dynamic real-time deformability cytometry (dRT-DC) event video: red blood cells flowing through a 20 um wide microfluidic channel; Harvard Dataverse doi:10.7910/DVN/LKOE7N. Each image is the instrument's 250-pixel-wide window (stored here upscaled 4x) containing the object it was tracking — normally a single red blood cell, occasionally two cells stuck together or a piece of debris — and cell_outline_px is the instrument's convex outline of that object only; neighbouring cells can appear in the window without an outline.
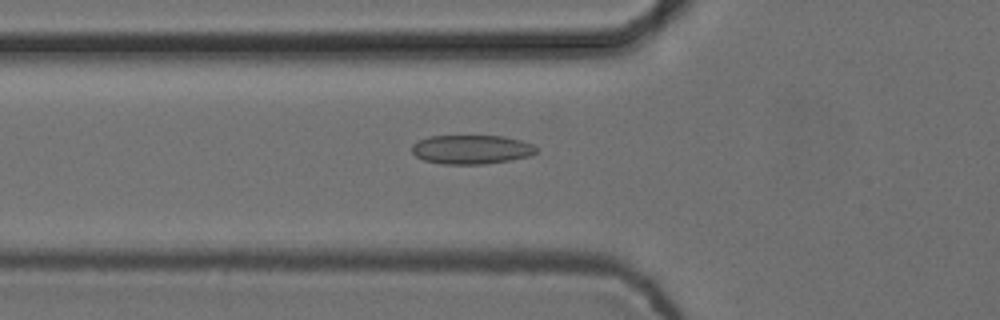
{"species": "common noctule bat (a hibernating species)", "species_latin": "Nyctalus noctula", "temperature_condition": "cold", "stored_images_in_passage": 54, "camera_frame_rate_fps": 3000, "um_per_image_px": 0.085, "animal": {"sex": "female", "body_mass_g": 24.6, "forearm_length_mm": 56.2}, "frame": {"image": 1, "passage_image": 19, "time_ms": 6.0, "image_size_px": [1000, 320], "cell_outline_px": [[536, 152], [528, 156], [508, 160], [484, 164], [444, 164], [424, 160], [416, 156], [412, 152], [412, 144], [428, 136], [504, 136], [520, 140], [532, 144], [536, 148]], "centroid_in_image_um": [40.04, 12.7], "position_along_channel_um": 85.8, "area_um2": 20.87}}
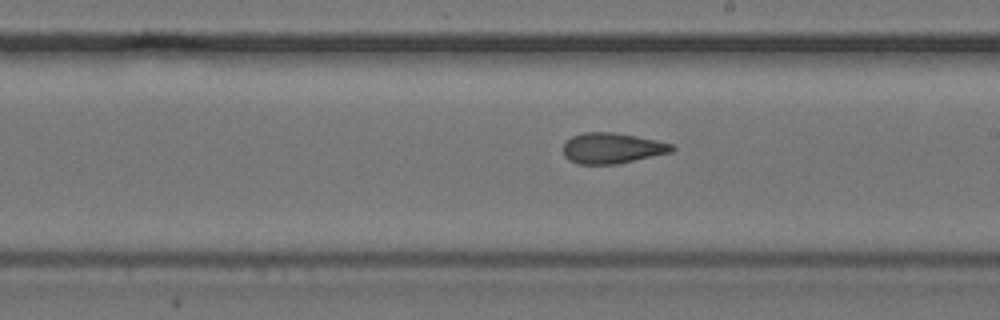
{"frame": {"image": 2, "passage_image": 31, "time_ms": 10.0, "image_size_px": [1000, 320], "cell_outline_px": [[676, 148], [672, 152], [616, 164], [576, 164], [568, 160], [564, 156], [564, 144], [572, 136], [584, 132], [612, 132], [636, 136], [656, 140], [672, 144]], "centroid_in_image_um": [52.02, 12.6], "position_along_channel_um": 237.0, "area_um2": 19.36}}
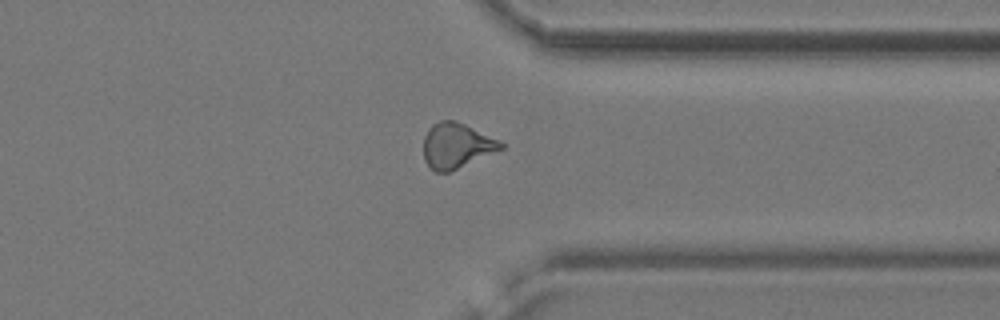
{"frame": {"image": 3, "passage_image": 42, "time_ms": 13.667, "image_size_px": [1000, 320], "cell_outline_px": [[504, 148], [448, 172], [436, 172], [424, 160], [424, 136], [428, 128], [432, 124], [440, 120], [456, 120], [500, 140], [504, 144]], "centroid_in_image_um": [38.79, 12.35], "position_along_channel_um": 372.6, "area_um2": 20.23}, "authors_computed_cell_mechanics": {"area_um2": 19.9988, "velocity_mm_per_s": 3.7618, "shape_relaxation_time_tau1_ms": null, "shape_relaxation_time_tau2_ms": 2.0965, "deformation_change_tau1": null, "deformation_change_tau2": 0.0852}}